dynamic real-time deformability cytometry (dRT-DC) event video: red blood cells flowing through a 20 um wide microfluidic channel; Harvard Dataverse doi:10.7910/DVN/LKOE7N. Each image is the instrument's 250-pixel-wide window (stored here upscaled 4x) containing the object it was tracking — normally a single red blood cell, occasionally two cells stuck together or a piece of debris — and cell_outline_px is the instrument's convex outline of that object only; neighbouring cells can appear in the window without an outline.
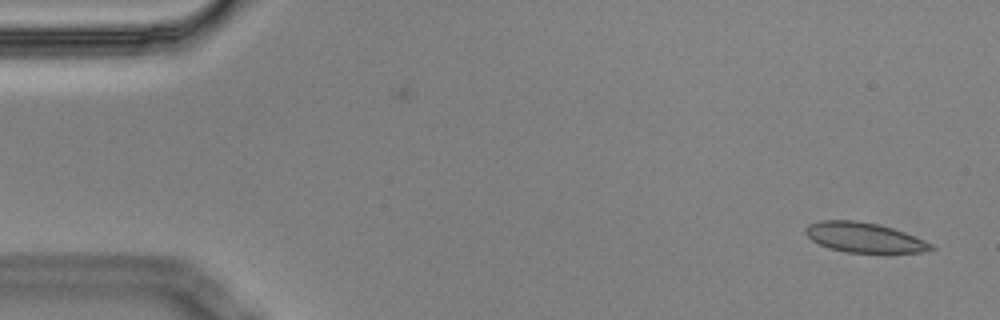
{"species": "Egyptian fruit bat (a non-hibernating species)", "species_latin": "Rousettus aegyptiacus", "temperature_condition": "cold", "stored_images_in_passage": 5, "camera_frame_rate_fps": 3000, "um_per_image_px": 0.085, "animal": {"sex": "male"}, "frame": {"image": 1, "passage_image": 1, "time_ms": 0.0, "image_size_px": [1000, 320], "cell_outline_px": [[936, 248], [924, 252], [844, 252], [828, 248], [812, 240], [804, 232], [804, 228], [808, 224], [820, 220], [856, 220], [876, 224], [892, 228], [904, 232], [932, 244]], "centroid_in_image_um": [73.4, 20.18], "position_along_channel_um": 11.6, "area_um2": 21.68}}